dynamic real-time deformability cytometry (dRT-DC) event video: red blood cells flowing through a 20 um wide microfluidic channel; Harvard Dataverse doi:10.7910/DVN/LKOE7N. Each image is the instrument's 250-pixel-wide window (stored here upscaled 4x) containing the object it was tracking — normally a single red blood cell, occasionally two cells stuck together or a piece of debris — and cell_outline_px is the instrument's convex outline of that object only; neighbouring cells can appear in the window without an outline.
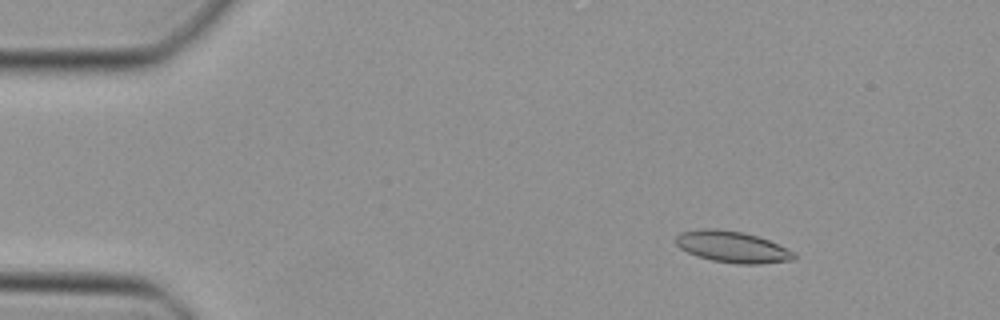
{"species": "Egyptian fruit bat (a non-hibernating species)", "species_latin": "Rousettus aegyptiacus", "temperature_condition": "cold", "stored_images_in_passage": 47, "camera_frame_rate_fps": 3000, "um_per_image_px": 0.085, "animal": {"sex": "female"}, "frame": {"image": 1, "passage_image": 6, "time_ms": 1.667, "image_size_px": [1000, 320], "cell_outline_px": [[796, 260], [760, 264], [736, 264], [712, 260], [696, 256], [680, 248], [676, 244], [676, 236], [680, 232], [700, 228], [716, 228], [740, 232], [756, 236], [768, 240], [792, 252], [796, 256]], "centroid_in_image_um": [62.21, 20.99], "position_along_channel_um": 22.8, "area_um2": 21.5}}
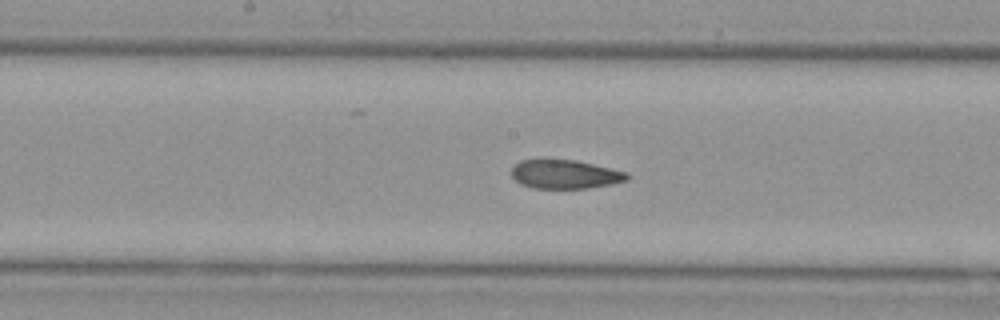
{"frame": {"image": 2, "passage_image": 24, "time_ms": 7.667, "image_size_px": [1000, 320], "cell_outline_px": [[628, 180], [588, 188], [532, 188], [520, 184], [512, 176], [512, 168], [520, 160], [540, 156], [544, 156], [576, 160], [628, 172]], "centroid_in_image_um": [47.95, 14.76], "position_along_channel_um": 200.3, "area_um2": 20.06}}
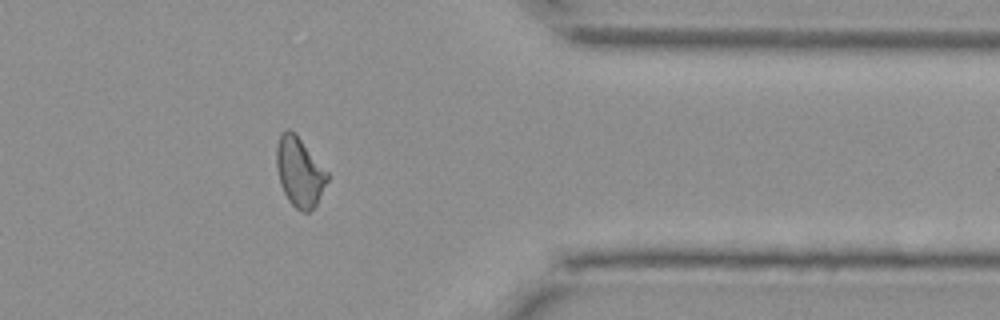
{"frame": {"image": 3, "passage_image": 38, "time_ms": 12.333, "image_size_px": [1000, 320], "cell_outline_px": [[328, 180], [316, 204], [308, 212], [300, 212], [288, 200], [280, 184], [276, 168], [276, 148], [280, 132], [284, 128], [288, 128], [300, 140], [328, 172]], "centroid_in_image_um": [25.43, 14.62], "position_along_channel_um": 386.0, "area_um2": 20.29}}